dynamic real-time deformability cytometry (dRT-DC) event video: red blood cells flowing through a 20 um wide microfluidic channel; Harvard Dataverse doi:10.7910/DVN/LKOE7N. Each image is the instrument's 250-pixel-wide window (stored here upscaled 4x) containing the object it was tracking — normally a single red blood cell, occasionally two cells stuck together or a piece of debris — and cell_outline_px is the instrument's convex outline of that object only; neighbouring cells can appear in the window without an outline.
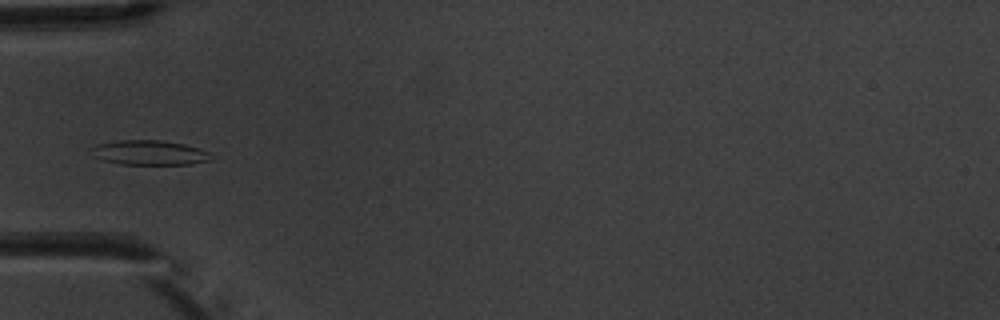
{"species": "common noctule bat (a hibernating species)", "species_latin": "Nyctalus noctula", "temperature_condition": "warm", "stored_images_in_passage": 7, "camera_frame_rate_fps": 3000, "um_per_image_px": 0.085, "animal": {"sex": "male", "body_mass_g": 20.1, "forearm_length_mm": 53.5}, "frame": {"image": 1, "passage_image": 4, "time_ms": 4.667, "image_size_px": [1000, 320], "cell_outline_px": [[208, 160], [192, 164], [120, 164], [104, 160], [92, 156], [92, 148], [96, 144], [120, 140], [160, 140], [184, 144], [208, 152]], "centroid_in_image_um": [12.62, 12.97], "position_along_channel_um": 72.4, "area_um2": 16.88}}
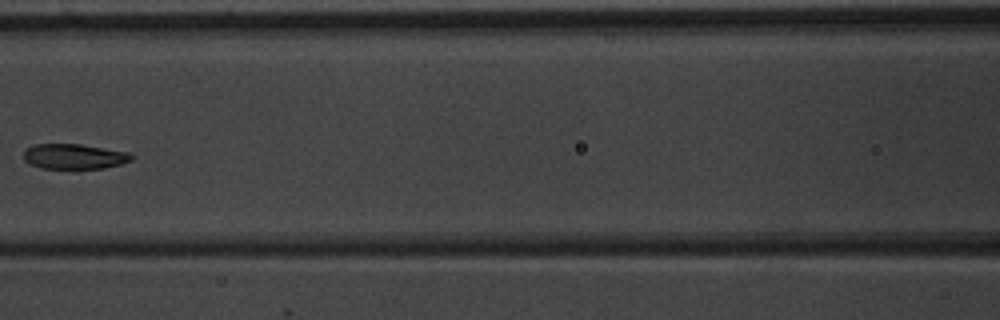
{"frame": {"image": 2, "passage_image": 6, "time_ms": 7.0, "image_size_px": [1000, 320], "cell_outline_px": [[136, 156], [132, 160], [120, 164], [104, 168], [76, 172], [40, 168], [24, 160], [24, 148], [32, 144], [80, 144], [128, 152]], "centroid_in_image_um": [6.3, 13.35], "position_along_channel_um": 160.3, "area_um2": 16.76}}
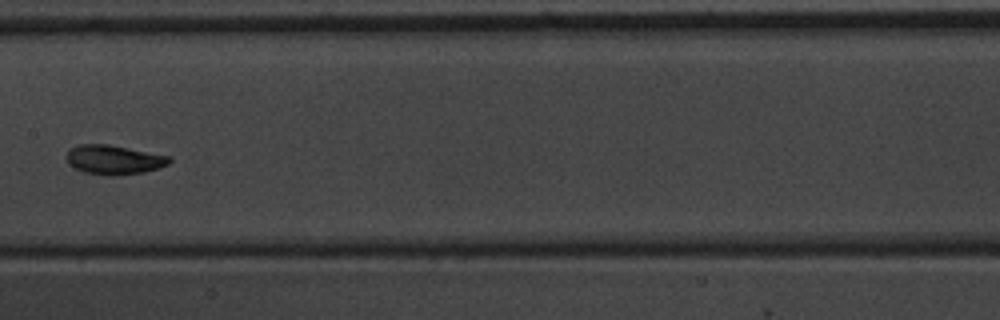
{"frame": {"image": 3, "passage_image": 7, "time_ms": 8.0, "image_size_px": [1000, 320], "cell_outline_px": [[172, 160], [168, 164], [160, 168], [144, 172], [112, 176], [108, 176], [84, 172], [76, 168], [64, 156], [68, 148], [80, 144], [108, 144], [172, 156]], "centroid_in_image_um": [9.7, 13.57], "position_along_channel_um": 197.7, "area_um2": 17.74}}